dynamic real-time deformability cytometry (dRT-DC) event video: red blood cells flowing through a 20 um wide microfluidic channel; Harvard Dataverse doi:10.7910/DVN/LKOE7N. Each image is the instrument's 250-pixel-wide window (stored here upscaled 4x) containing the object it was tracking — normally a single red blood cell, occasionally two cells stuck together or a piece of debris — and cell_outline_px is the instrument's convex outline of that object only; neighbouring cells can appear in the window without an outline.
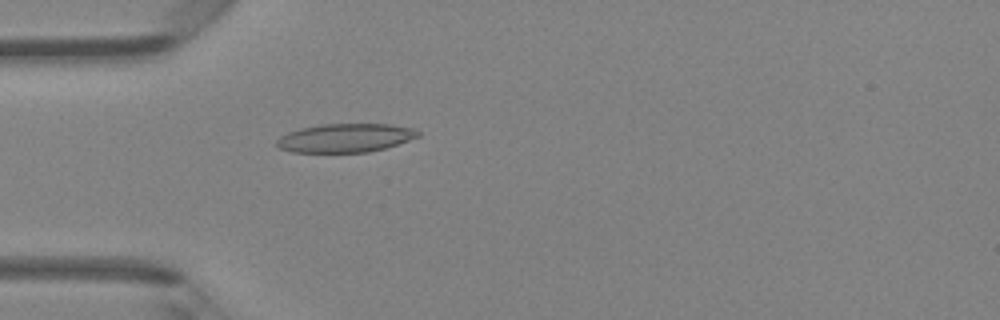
{"species": "Egyptian fruit bat (a non-hibernating species)", "species_latin": "Rousettus aegyptiacus", "temperature_condition": "room temperature", "stored_images_in_passage": 47, "camera_frame_rate_fps": 3000, "um_per_image_px": 0.085, "animal": {"sex": "female"}, "frame": {"image": 1, "passage_image": 14, "time_ms": 4.333, "image_size_px": [1000, 320], "cell_outline_px": [[420, 136], [384, 148], [368, 152], [292, 152], [280, 148], [276, 144], [276, 140], [280, 136], [288, 132], [300, 128], [324, 124], [388, 124], [412, 128], [420, 132]], "centroid_in_image_um": [29.33, 11.72], "position_along_channel_um": 55.7, "area_um2": 23.41}}
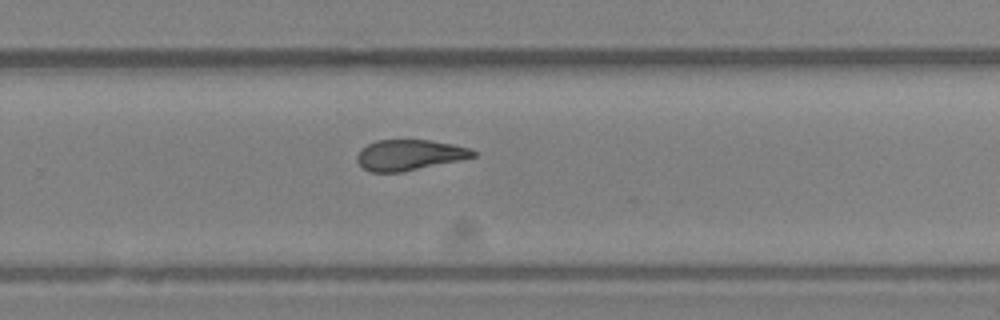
{"frame": {"image": 2, "passage_image": 31, "time_ms": 10.0, "image_size_px": [1000, 320], "cell_outline_px": [[476, 156], [460, 160], [404, 172], [368, 172], [356, 160], [356, 156], [360, 148], [376, 140], [428, 140], [452, 144], [472, 148], [476, 152]], "centroid_in_image_um": [34.79, 13.17], "position_along_channel_um": 295.0, "area_um2": 20.87}}
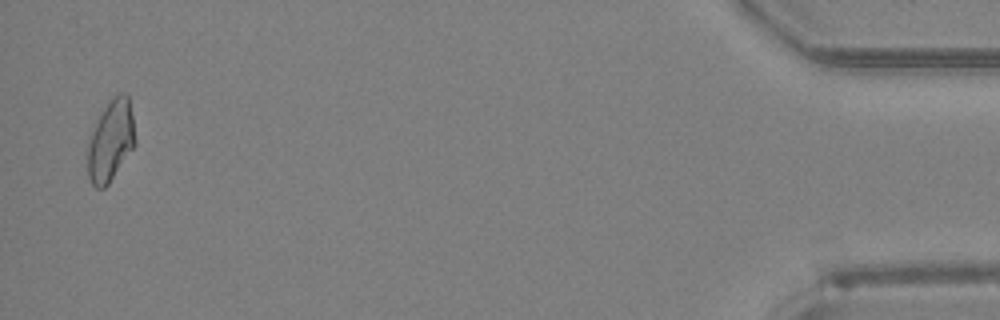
{"frame": {"image": 3, "passage_image": 46, "time_ms": 15.0, "image_size_px": [1000, 320], "cell_outline_px": [[136, 144], [108, 184], [104, 188], [96, 188], [92, 184], [88, 176], [88, 144], [92, 132], [104, 108], [112, 96], [120, 92], [128, 92], [136, 140]], "centroid_in_image_um": [9.43, 11.94], "position_along_channel_um": 425.8, "area_um2": 22.25}, "authors_computed_cell_mechanics": {"area_um2": 22.253, "velocity_mm_per_s": 4.3269, "shape_relaxation_time_tau1_ms": 6.8133, "shape_relaxation_time_tau2_ms": 2.5015, "deformation_change_tau1": 0.2118, "deformation_change_tau2": 0.1177}}